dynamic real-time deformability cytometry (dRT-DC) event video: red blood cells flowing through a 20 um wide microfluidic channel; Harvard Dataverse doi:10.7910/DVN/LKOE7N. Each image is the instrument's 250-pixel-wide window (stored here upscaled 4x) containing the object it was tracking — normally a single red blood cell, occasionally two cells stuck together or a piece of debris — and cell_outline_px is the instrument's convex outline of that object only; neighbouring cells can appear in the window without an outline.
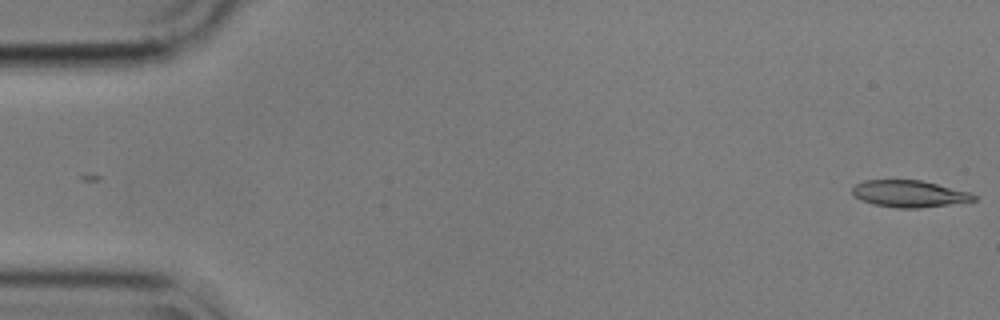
{"species": "common noctule bat (a hibernating species)", "species_latin": "Nyctalus noctula", "temperature_condition": "cold", "stored_images_in_passage": 25, "camera_frame_rate_fps": 3000, "um_per_image_px": 0.085, "animal": {"sex": "male", "body_mass_g": 17.9}, "frame": {"image": 1, "passage_image": 1, "time_ms": 0.0, "image_size_px": [1000, 320], "cell_outline_px": [[976, 200], [920, 208], [896, 208], [872, 204], [860, 200], [852, 192], [852, 188], [856, 184], [864, 180], [920, 180], [972, 192], [976, 196]], "centroid_in_image_um": [77.28, 16.47], "position_along_channel_um": 7.7, "area_um2": 18.96}}
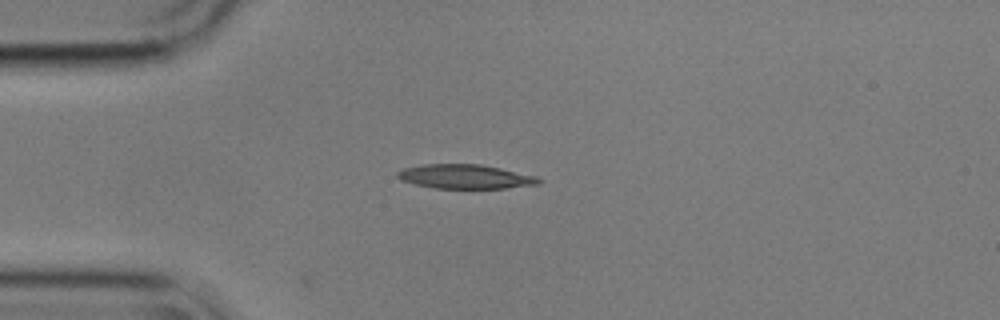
{"frame": {"image": 2, "passage_image": 14, "time_ms": 4.333, "image_size_px": [1000, 320], "cell_outline_px": [[544, 180], [540, 184], [504, 188], [436, 188], [416, 184], [400, 180], [396, 176], [396, 172], [400, 168], [424, 164], [480, 164], [500, 168], [536, 176]], "centroid_in_image_um": [39.52, 15.0], "position_along_channel_um": 45.5, "area_um2": 20.0}}
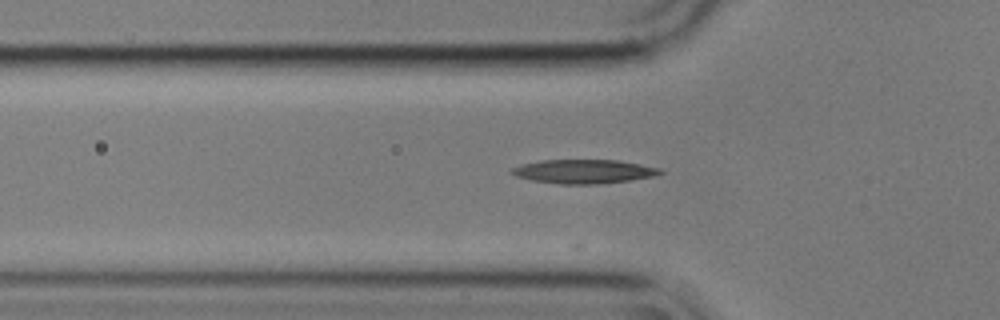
{"frame": {"image": 3, "passage_image": 18, "time_ms": 5.667, "image_size_px": [1000, 320], "cell_outline_px": [[664, 172], [652, 176], [628, 180], [596, 184], [560, 184], [532, 180], [516, 176], [508, 172], [512, 168], [520, 164], [540, 160], [616, 160], [640, 164], [660, 168]], "centroid_in_image_um": [49.56, 14.57], "position_along_channel_um": 76.2, "area_um2": 20.58}}